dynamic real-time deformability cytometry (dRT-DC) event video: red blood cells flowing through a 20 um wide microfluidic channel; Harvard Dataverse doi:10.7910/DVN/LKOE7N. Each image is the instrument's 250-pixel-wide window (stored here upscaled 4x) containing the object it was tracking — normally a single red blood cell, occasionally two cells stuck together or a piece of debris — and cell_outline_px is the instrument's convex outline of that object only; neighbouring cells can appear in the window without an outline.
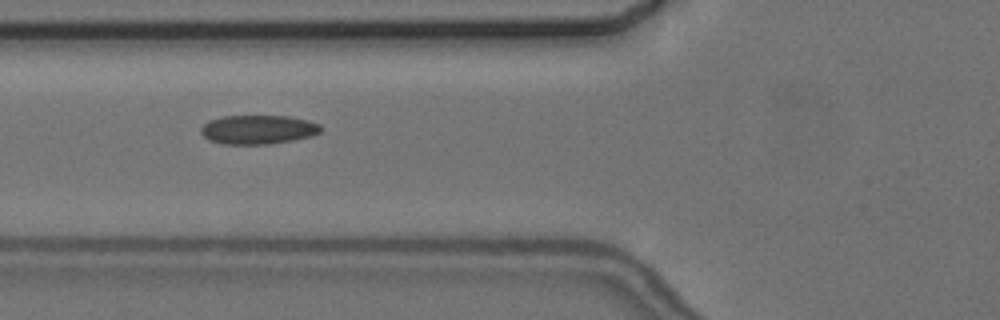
{"species": "common noctule bat (a hibernating species)", "species_latin": "Nyctalus noctula", "temperature_condition": "cold", "stored_images_in_passage": 3, "camera_frame_rate_fps": 3000, "um_per_image_px": 0.085, "animal": {"sex": "female", "body_mass_g": 24.6, "forearm_length_mm": 56.2}, "frame": {"image": 1, "passage_image": 3, "time_ms": 2.0, "image_size_px": [1000, 320], "cell_outline_px": [[324, 128], [320, 132], [312, 136], [292, 140], [268, 144], [224, 144], [208, 140], [200, 132], [200, 128], [208, 120], [224, 116], [288, 116], [308, 120], [320, 124]], "centroid_in_image_um": [21.94, 11.01], "position_along_channel_um": 103.9, "area_um2": 20.4}}